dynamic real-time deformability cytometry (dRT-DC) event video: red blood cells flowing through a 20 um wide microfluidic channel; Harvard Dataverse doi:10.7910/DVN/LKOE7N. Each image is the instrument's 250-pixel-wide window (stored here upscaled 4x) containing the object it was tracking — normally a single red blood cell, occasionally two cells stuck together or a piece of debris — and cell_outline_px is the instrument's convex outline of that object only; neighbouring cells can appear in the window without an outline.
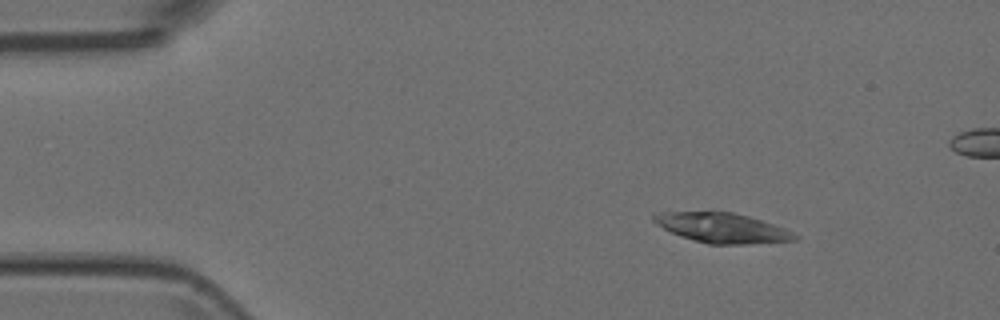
{"species": "Egyptian fruit bat (a non-hibernating species)", "species_latin": "Rousettus aegyptiacus", "temperature_condition": "room temperature", "stored_images_in_passage": 5, "camera_frame_rate_fps": 3000, "um_per_image_px": 0.085, "animal": {"sex": "female"}, "frame": {"image": 1, "passage_image": 1, "time_ms": 0.0, "image_size_px": [1000, 320], "cell_outline_px": [[800, 240], [748, 244], [708, 244], [680, 236], [656, 224], [652, 220], [652, 212], [732, 212], [748, 216], [784, 228], [800, 236]], "centroid_in_image_um": [61.39, 19.37], "position_along_channel_um": 23.6, "area_um2": 24.45}}
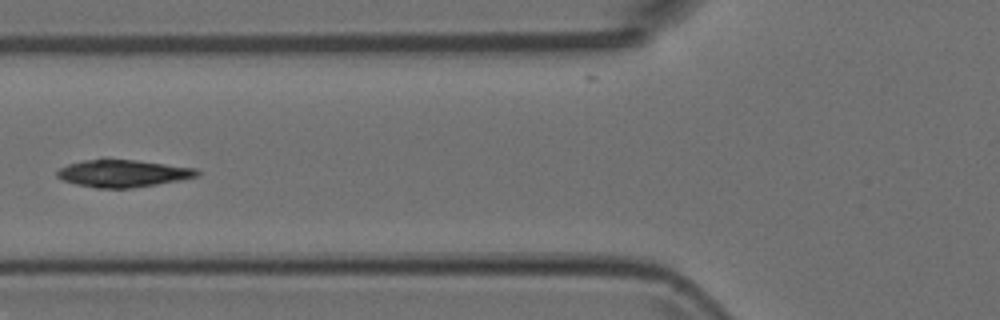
{"frame": {"image": 2, "passage_image": 4, "time_ms": 1.0, "image_size_px": [1000, 320], "cell_outline_px": [[200, 176], [180, 180], [132, 188], [96, 188], [76, 184], [64, 180], [56, 176], [56, 172], [60, 168], [68, 164], [84, 160], [104, 156], [136, 160], [196, 168], [200, 172]], "centroid_in_image_um": [10.43, 14.7], "position_along_channel_um": 115.4, "area_um2": 22.77}}
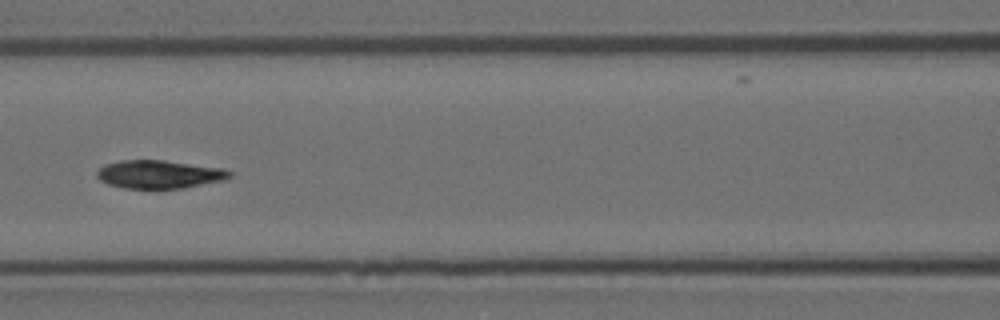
{"frame": {"image": 3, "passage_image": 5, "time_ms": 1.333, "image_size_px": [1000, 320], "cell_outline_px": [[232, 176], [224, 180], [180, 188], [124, 188], [108, 184], [100, 180], [96, 176], [96, 172], [104, 164], [120, 160], [164, 160], [224, 168], [232, 172]], "centroid_in_image_um": [13.52, 14.8], "position_along_channel_um": 153.1, "area_um2": 21.79}}